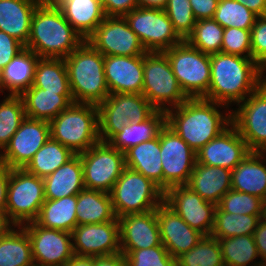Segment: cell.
I'll return each instance as SVG.
<instances>
[{
  "instance_id": "6da1fadb",
  "label": "cell",
  "mask_w": 266,
  "mask_h": 266,
  "mask_svg": "<svg viewBox=\"0 0 266 266\" xmlns=\"http://www.w3.org/2000/svg\"><path fill=\"white\" fill-rule=\"evenodd\" d=\"M210 64L211 80L203 99L227 108L232 102L244 101L266 80L263 69L252 58L219 52L210 55Z\"/></svg>"
},
{
  "instance_id": "7a4b0ae2",
  "label": "cell",
  "mask_w": 266,
  "mask_h": 266,
  "mask_svg": "<svg viewBox=\"0 0 266 266\" xmlns=\"http://www.w3.org/2000/svg\"><path fill=\"white\" fill-rule=\"evenodd\" d=\"M220 106L226 105L203 98H188L166 111V124L197 152L231 124L232 111L223 115L217 109Z\"/></svg>"
},
{
  "instance_id": "3957f363",
  "label": "cell",
  "mask_w": 266,
  "mask_h": 266,
  "mask_svg": "<svg viewBox=\"0 0 266 266\" xmlns=\"http://www.w3.org/2000/svg\"><path fill=\"white\" fill-rule=\"evenodd\" d=\"M83 41L52 0H42L37 5L26 48L40 58L65 59Z\"/></svg>"
},
{
  "instance_id": "277c9868",
  "label": "cell",
  "mask_w": 266,
  "mask_h": 266,
  "mask_svg": "<svg viewBox=\"0 0 266 266\" xmlns=\"http://www.w3.org/2000/svg\"><path fill=\"white\" fill-rule=\"evenodd\" d=\"M64 61L74 103L98 106L110 95L105 81L104 55L87 40Z\"/></svg>"
},
{
  "instance_id": "5b68a950",
  "label": "cell",
  "mask_w": 266,
  "mask_h": 266,
  "mask_svg": "<svg viewBox=\"0 0 266 266\" xmlns=\"http://www.w3.org/2000/svg\"><path fill=\"white\" fill-rule=\"evenodd\" d=\"M49 124L50 138L74 154L85 152L100 141L97 105L72 103Z\"/></svg>"
},
{
  "instance_id": "8992f818",
  "label": "cell",
  "mask_w": 266,
  "mask_h": 266,
  "mask_svg": "<svg viewBox=\"0 0 266 266\" xmlns=\"http://www.w3.org/2000/svg\"><path fill=\"white\" fill-rule=\"evenodd\" d=\"M110 196L115 215L119 218L156 210L164 202L165 192L144 175L125 167Z\"/></svg>"
},
{
  "instance_id": "52a82bcc",
  "label": "cell",
  "mask_w": 266,
  "mask_h": 266,
  "mask_svg": "<svg viewBox=\"0 0 266 266\" xmlns=\"http://www.w3.org/2000/svg\"><path fill=\"white\" fill-rule=\"evenodd\" d=\"M143 71L142 94L156 110L166 112L188 99L180 88L170 62L163 52L145 53L143 55ZM166 106H170V108Z\"/></svg>"
},
{
  "instance_id": "ba28073f",
  "label": "cell",
  "mask_w": 266,
  "mask_h": 266,
  "mask_svg": "<svg viewBox=\"0 0 266 266\" xmlns=\"http://www.w3.org/2000/svg\"><path fill=\"white\" fill-rule=\"evenodd\" d=\"M170 62L180 88L188 98H203L211 80L210 55L186 40L163 51Z\"/></svg>"
},
{
  "instance_id": "9c48e42d",
  "label": "cell",
  "mask_w": 266,
  "mask_h": 266,
  "mask_svg": "<svg viewBox=\"0 0 266 266\" xmlns=\"http://www.w3.org/2000/svg\"><path fill=\"white\" fill-rule=\"evenodd\" d=\"M99 138L108 142L125 125L146 120L156 109L143 94H110L98 106Z\"/></svg>"
},
{
  "instance_id": "30bf717a",
  "label": "cell",
  "mask_w": 266,
  "mask_h": 266,
  "mask_svg": "<svg viewBox=\"0 0 266 266\" xmlns=\"http://www.w3.org/2000/svg\"><path fill=\"white\" fill-rule=\"evenodd\" d=\"M44 202L43 178L24 169H11L6 204L7 223L15 228L35 221Z\"/></svg>"
},
{
  "instance_id": "8fae6325",
  "label": "cell",
  "mask_w": 266,
  "mask_h": 266,
  "mask_svg": "<svg viewBox=\"0 0 266 266\" xmlns=\"http://www.w3.org/2000/svg\"><path fill=\"white\" fill-rule=\"evenodd\" d=\"M79 155L85 188L110 193L126 167L124 153L108 142L99 141Z\"/></svg>"
},
{
  "instance_id": "7c38bea8",
  "label": "cell",
  "mask_w": 266,
  "mask_h": 266,
  "mask_svg": "<svg viewBox=\"0 0 266 266\" xmlns=\"http://www.w3.org/2000/svg\"><path fill=\"white\" fill-rule=\"evenodd\" d=\"M124 17L147 52H163L183 41L164 10L137 7Z\"/></svg>"
},
{
  "instance_id": "4fadbf2b",
  "label": "cell",
  "mask_w": 266,
  "mask_h": 266,
  "mask_svg": "<svg viewBox=\"0 0 266 266\" xmlns=\"http://www.w3.org/2000/svg\"><path fill=\"white\" fill-rule=\"evenodd\" d=\"M160 154L163 169V191L186 185L196 163V152L165 124L160 130Z\"/></svg>"
},
{
  "instance_id": "5bb4252c",
  "label": "cell",
  "mask_w": 266,
  "mask_h": 266,
  "mask_svg": "<svg viewBox=\"0 0 266 266\" xmlns=\"http://www.w3.org/2000/svg\"><path fill=\"white\" fill-rule=\"evenodd\" d=\"M231 112V123L250 152H266V80Z\"/></svg>"
},
{
  "instance_id": "9a60e30c",
  "label": "cell",
  "mask_w": 266,
  "mask_h": 266,
  "mask_svg": "<svg viewBox=\"0 0 266 266\" xmlns=\"http://www.w3.org/2000/svg\"><path fill=\"white\" fill-rule=\"evenodd\" d=\"M86 40L104 56H137L147 53L124 16H106Z\"/></svg>"
},
{
  "instance_id": "2e32d148",
  "label": "cell",
  "mask_w": 266,
  "mask_h": 266,
  "mask_svg": "<svg viewBox=\"0 0 266 266\" xmlns=\"http://www.w3.org/2000/svg\"><path fill=\"white\" fill-rule=\"evenodd\" d=\"M22 227L30 239L35 266H65L74 256L72 233L44 228L35 221Z\"/></svg>"
},
{
  "instance_id": "e0dca14e",
  "label": "cell",
  "mask_w": 266,
  "mask_h": 266,
  "mask_svg": "<svg viewBox=\"0 0 266 266\" xmlns=\"http://www.w3.org/2000/svg\"><path fill=\"white\" fill-rule=\"evenodd\" d=\"M50 138V124L26 117L0 153V163L11 169H23Z\"/></svg>"
},
{
  "instance_id": "ac0fdd59",
  "label": "cell",
  "mask_w": 266,
  "mask_h": 266,
  "mask_svg": "<svg viewBox=\"0 0 266 266\" xmlns=\"http://www.w3.org/2000/svg\"><path fill=\"white\" fill-rule=\"evenodd\" d=\"M164 202L191 228L211 236L216 205L204 200L187 185L174 186L165 192Z\"/></svg>"
},
{
  "instance_id": "d6986e66",
  "label": "cell",
  "mask_w": 266,
  "mask_h": 266,
  "mask_svg": "<svg viewBox=\"0 0 266 266\" xmlns=\"http://www.w3.org/2000/svg\"><path fill=\"white\" fill-rule=\"evenodd\" d=\"M72 243L74 255L77 256L118 254L121 252L119 221L77 225L72 231Z\"/></svg>"
},
{
  "instance_id": "ffe728a7",
  "label": "cell",
  "mask_w": 266,
  "mask_h": 266,
  "mask_svg": "<svg viewBox=\"0 0 266 266\" xmlns=\"http://www.w3.org/2000/svg\"><path fill=\"white\" fill-rule=\"evenodd\" d=\"M249 153L246 141L231 123L196 152V162L233 170Z\"/></svg>"
},
{
  "instance_id": "44dd1931",
  "label": "cell",
  "mask_w": 266,
  "mask_h": 266,
  "mask_svg": "<svg viewBox=\"0 0 266 266\" xmlns=\"http://www.w3.org/2000/svg\"><path fill=\"white\" fill-rule=\"evenodd\" d=\"M156 217L162 245L175 259L182 253L191 250L205 236L198 230L191 228L165 202L156 208Z\"/></svg>"
},
{
  "instance_id": "7402d4cb",
  "label": "cell",
  "mask_w": 266,
  "mask_h": 266,
  "mask_svg": "<svg viewBox=\"0 0 266 266\" xmlns=\"http://www.w3.org/2000/svg\"><path fill=\"white\" fill-rule=\"evenodd\" d=\"M121 252L148 249L162 244L156 210L118 218Z\"/></svg>"
},
{
  "instance_id": "603a6c76",
  "label": "cell",
  "mask_w": 266,
  "mask_h": 266,
  "mask_svg": "<svg viewBox=\"0 0 266 266\" xmlns=\"http://www.w3.org/2000/svg\"><path fill=\"white\" fill-rule=\"evenodd\" d=\"M104 74L110 94H142L143 55L104 56Z\"/></svg>"
},
{
  "instance_id": "cb8c5ba5",
  "label": "cell",
  "mask_w": 266,
  "mask_h": 266,
  "mask_svg": "<svg viewBox=\"0 0 266 266\" xmlns=\"http://www.w3.org/2000/svg\"><path fill=\"white\" fill-rule=\"evenodd\" d=\"M232 170L195 163L194 170L186 184L204 200L216 206L231 188Z\"/></svg>"
},
{
  "instance_id": "d4e9b609",
  "label": "cell",
  "mask_w": 266,
  "mask_h": 266,
  "mask_svg": "<svg viewBox=\"0 0 266 266\" xmlns=\"http://www.w3.org/2000/svg\"><path fill=\"white\" fill-rule=\"evenodd\" d=\"M264 156L266 152H250L232 170L231 188L233 190L257 196L262 200L266 198V164L264 163L266 159Z\"/></svg>"
},
{
  "instance_id": "484cf974",
  "label": "cell",
  "mask_w": 266,
  "mask_h": 266,
  "mask_svg": "<svg viewBox=\"0 0 266 266\" xmlns=\"http://www.w3.org/2000/svg\"><path fill=\"white\" fill-rule=\"evenodd\" d=\"M65 19L86 40L106 18L100 0H52Z\"/></svg>"
},
{
  "instance_id": "4316f807",
  "label": "cell",
  "mask_w": 266,
  "mask_h": 266,
  "mask_svg": "<svg viewBox=\"0 0 266 266\" xmlns=\"http://www.w3.org/2000/svg\"><path fill=\"white\" fill-rule=\"evenodd\" d=\"M42 0H0V31L26 45L33 14Z\"/></svg>"
},
{
  "instance_id": "83f0119b",
  "label": "cell",
  "mask_w": 266,
  "mask_h": 266,
  "mask_svg": "<svg viewBox=\"0 0 266 266\" xmlns=\"http://www.w3.org/2000/svg\"><path fill=\"white\" fill-rule=\"evenodd\" d=\"M45 199L77 195L84 188L83 166L79 154L43 179Z\"/></svg>"
},
{
  "instance_id": "f1b7e54d",
  "label": "cell",
  "mask_w": 266,
  "mask_h": 266,
  "mask_svg": "<svg viewBox=\"0 0 266 266\" xmlns=\"http://www.w3.org/2000/svg\"><path fill=\"white\" fill-rule=\"evenodd\" d=\"M39 56L28 48L19 52L0 71V92L8 90L9 95H21L34 81Z\"/></svg>"
},
{
  "instance_id": "f546056e",
  "label": "cell",
  "mask_w": 266,
  "mask_h": 266,
  "mask_svg": "<svg viewBox=\"0 0 266 266\" xmlns=\"http://www.w3.org/2000/svg\"><path fill=\"white\" fill-rule=\"evenodd\" d=\"M125 166L139 172L163 190L160 154V132L152 140L142 142L124 152Z\"/></svg>"
},
{
  "instance_id": "4dcf8cb0",
  "label": "cell",
  "mask_w": 266,
  "mask_h": 266,
  "mask_svg": "<svg viewBox=\"0 0 266 266\" xmlns=\"http://www.w3.org/2000/svg\"><path fill=\"white\" fill-rule=\"evenodd\" d=\"M26 117L50 122L74 103L72 95H60L41 88H28L21 95Z\"/></svg>"
},
{
  "instance_id": "1f68e13d",
  "label": "cell",
  "mask_w": 266,
  "mask_h": 266,
  "mask_svg": "<svg viewBox=\"0 0 266 266\" xmlns=\"http://www.w3.org/2000/svg\"><path fill=\"white\" fill-rule=\"evenodd\" d=\"M76 209L77 225L119 221L107 192L84 188L77 194Z\"/></svg>"
},
{
  "instance_id": "d6a6232c",
  "label": "cell",
  "mask_w": 266,
  "mask_h": 266,
  "mask_svg": "<svg viewBox=\"0 0 266 266\" xmlns=\"http://www.w3.org/2000/svg\"><path fill=\"white\" fill-rule=\"evenodd\" d=\"M165 124L166 112L155 110L146 120L125 125L108 143L124 153L133 146L157 137Z\"/></svg>"
},
{
  "instance_id": "836d02e7",
  "label": "cell",
  "mask_w": 266,
  "mask_h": 266,
  "mask_svg": "<svg viewBox=\"0 0 266 266\" xmlns=\"http://www.w3.org/2000/svg\"><path fill=\"white\" fill-rule=\"evenodd\" d=\"M77 195L45 199L35 222L44 228L72 233L77 226Z\"/></svg>"
},
{
  "instance_id": "e575fe53",
  "label": "cell",
  "mask_w": 266,
  "mask_h": 266,
  "mask_svg": "<svg viewBox=\"0 0 266 266\" xmlns=\"http://www.w3.org/2000/svg\"><path fill=\"white\" fill-rule=\"evenodd\" d=\"M9 226L0 235V266H35L26 230Z\"/></svg>"
},
{
  "instance_id": "d590c367",
  "label": "cell",
  "mask_w": 266,
  "mask_h": 266,
  "mask_svg": "<svg viewBox=\"0 0 266 266\" xmlns=\"http://www.w3.org/2000/svg\"><path fill=\"white\" fill-rule=\"evenodd\" d=\"M30 88H41L60 95H72L64 59L39 58Z\"/></svg>"
},
{
  "instance_id": "8d00e7d4",
  "label": "cell",
  "mask_w": 266,
  "mask_h": 266,
  "mask_svg": "<svg viewBox=\"0 0 266 266\" xmlns=\"http://www.w3.org/2000/svg\"><path fill=\"white\" fill-rule=\"evenodd\" d=\"M74 155L69 148L49 138L23 169L44 179L64 165Z\"/></svg>"
},
{
  "instance_id": "74e56055",
  "label": "cell",
  "mask_w": 266,
  "mask_h": 266,
  "mask_svg": "<svg viewBox=\"0 0 266 266\" xmlns=\"http://www.w3.org/2000/svg\"><path fill=\"white\" fill-rule=\"evenodd\" d=\"M261 215L234 214L223 211L218 205L214 214V225L211 236L229 238L242 235H253L261 220Z\"/></svg>"
},
{
  "instance_id": "f35d334b",
  "label": "cell",
  "mask_w": 266,
  "mask_h": 266,
  "mask_svg": "<svg viewBox=\"0 0 266 266\" xmlns=\"http://www.w3.org/2000/svg\"><path fill=\"white\" fill-rule=\"evenodd\" d=\"M218 241L225 266H247L259 257L253 235L218 238ZM254 262V266H265L261 261Z\"/></svg>"
},
{
  "instance_id": "ab89813d",
  "label": "cell",
  "mask_w": 266,
  "mask_h": 266,
  "mask_svg": "<svg viewBox=\"0 0 266 266\" xmlns=\"http://www.w3.org/2000/svg\"><path fill=\"white\" fill-rule=\"evenodd\" d=\"M176 266H225L218 239L204 236L191 250L176 258Z\"/></svg>"
},
{
  "instance_id": "60d3db41",
  "label": "cell",
  "mask_w": 266,
  "mask_h": 266,
  "mask_svg": "<svg viewBox=\"0 0 266 266\" xmlns=\"http://www.w3.org/2000/svg\"><path fill=\"white\" fill-rule=\"evenodd\" d=\"M224 28L214 19L197 20L186 41L206 54L221 52Z\"/></svg>"
},
{
  "instance_id": "b9f144b4",
  "label": "cell",
  "mask_w": 266,
  "mask_h": 266,
  "mask_svg": "<svg viewBox=\"0 0 266 266\" xmlns=\"http://www.w3.org/2000/svg\"><path fill=\"white\" fill-rule=\"evenodd\" d=\"M26 118L24 103L20 95H9L0 103V150L9 143Z\"/></svg>"
},
{
  "instance_id": "7bdbcfd3",
  "label": "cell",
  "mask_w": 266,
  "mask_h": 266,
  "mask_svg": "<svg viewBox=\"0 0 266 266\" xmlns=\"http://www.w3.org/2000/svg\"><path fill=\"white\" fill-rule=\"evenodd\" d=\"M258 16L236 0H219L213 19L223 28L252 29Z\"/></svg>"
},
{
  "instance_id": "ee69618b",
  "label": "cell",
  "mask_w": 266,
  "mask_h": 266,
  "mask_svg": "<svg viewBox=\"0 0 266 266\" xmlns=\"http://www.w3.org/2000/svg\"><path fill=\"white\" fill-rule=\"evenodd\" d=\"M165 13L173 24L174 30L183 39L193 32L196 19L189 0H168Z\"/></svg>"
},
{
  "instance_id": "f6af8a7d",
  "label": "cell",
  "mask_w": 266,
  "mask_h": 266,
  "mask_svg": "<svg viewBox=\"0 0 266 266\" xmlns=\"http://www.w3.org/2000/svg\"><path fill=\"white\" fill-rule=\"evenodd\" d=\"M218 206L228 213L261 215L262 199L251 194L230 189L222 197Z\"/></svg>"
},
{
  "instance_id": "bcb514c9",
  "label": "cell",
  "mask_w": 266,
  "mask_h": 266,
  "mask_svg": "<svg viewBox=\"0 0 266 266\" xmlns=\"http://www.w3.org/2000/svg\"><path fill=\"white\" fill-rule=\"evenodd\" d=\"M125 257L127 266H176V259L162 244L148 249L130 250Z\"/></svg>"
},
{
  "instance_id": "7dc6e473",
  "label": "cell",
  "mask_w": 266,
  "mask_h": 266,
  "mask_svg": "<svg viewBox=\"0 0 266 266\" xmlns=\"http://www.w3.org/2000/svg\"><path fill=\"white\" fill-rule=\"evenodd\" d=\"M221 52L252 58L251 29L224 28Z\"/></svg>"
},
{
  "instance_id": "c3c4849f",
  "label": "cell",
  "mask_w": 266,
  "mask_h": 266,
  "mask_svg": "<svg viewBox=\"0 0 266 266\" xmlns=\"http://www.w3.org/2000/svg\"><path fill=\"white\" fill-rule=\"evenodd\" d=\"M252 59L263 69L266 66V16L257 17L251 29Z\"/></svg>"
},
{
  "instance_id": "681fc988",
  "label": "cell",
  "mask_w": 266,
  "mask_h": 266,
  "mask_svg": "<svg viewBox=\"0 0 266 266\" xmlns=\"http://www.w3.org/2000/svg\"><path fill=\"white\" fill-rule=\"evenodd\" d=\"M24 48L16 38L0 31V71Z\"/></svg>"
},
{
  "instance_id": "f907efd6",
  "label": "cell",
  "mask_w": 266,
  "mask_h": 266,
  "mask_svg": "<svg viewBox=\"0 0 266 266\" xmlns=\"http://www.w3.org/2000/svg\"><path fill=\"white\" fill-rule=\"evenodd\" d=\"M106 16H124L137 8L136 0H100Z\"/></svg>"
},
{
  "instance_id": "816d5d0a",
  "label": "cell",
  "mask_w": 266,
  "mask_h": 266,
  "mask_svg": "<svg viewBox=\"0 0 266 266\" xmlns=\"http://www.w3.org/2000/svg\"><path fill=\"white\" fill-rule=\"evenodd\" d=\"M196 20L213 19L219 0H189Z\"/></svg>"
},
{
  "instance_id": "f5cc1de1",
  "label": "cell",
  "mask_w": 266,
  "mask_h": 266,
  "mask_svg": "<svg viewBox=\"0 0 266 266\" xmlns=\"http://www.w3.org/2000/svg\"><path fill=\"white\" fill-rule=\"evenodd\" d=\"M11 168L0 163V216L6 220V204Z\"/></svg>"
},
{
  "instance_id": "db71d44e",
  "label": "cell",
  "mask_w": 266,
  "mask_h": 266,
  "mask_svg": "<svg viewBox=\"0 0 266 266\" xmlns=\"http://www.w3.org/2000/svg\"><path fill=\"white\" fill-rule=\"evenodd\" d=\"M253 236L260 260L266 266V222L260 220Z\"/></svg>"
},
{
  "instance_id": "11a10c76",
  "label": "cell",
  "mask_w": 266,
  "mask_h": 266,
  "mask_svg": "<svg viewBox=\"0 0 266 266\" xmlns=\"http://www.w3.org/2000/svg\"><path fill=\"white\" fill-rule=\"evenodd\" d=\"M93 266H127L125 255L120 252L109 256L93 257Z\"/></svg>"
},
{
  "instance_id": "9f6ffc18",
  "label": "cell",
  "mask_w": 266,
  "mask_h": 266,
  "mask_svg": "<svg viewBox=\"0 0 266 266\" xmlns=\"http://www.w3.org/2000/svg\"><path fill=\"white\" fill-rule=\"evenodd\" d=\"M242 3L258 17L266 16V0H242Z\"/></svg>"
},
{
  "instance_id": "6f0895ef",
  "label": "cell",
  "mask_w": 266,
  "mask_h": 266,
  "mask_svg": "<svg viewBox=\"0 0 266 266\" xmlns=\"http://www.w3.org/2000/svg\"><path fill=\"white\" fill-rule=\"evenodd\" d=\"M168 0H136L138 7L141 8H154V9H161L167 5Z\"/></svg>"
},
{
  "instance_id": "680465c9",
  "label": "cell",
  "mask_w": 266,
  "mask_h": 266,
  "mask_svg": "<svg viewBox=\"0 0 266 266\" xmlns=\"http://www.w3.org/2000/svg\"><path fill=\"white\" fill-rule=\"evenodd\" d=\"M65 266H93V257L74 255Z\"/></svg>"
},
{
  "instance_id": "91938a15",
  "label": "cell",
  "mask_w": 266,
  "mask_h": 266,
  "mask_svg": "<svg viewBox=\"0 0 266 266\" xmlns=\"http://www.w3.org/2000/svg\"><path fill=\"white\" fill-rule=\"evenodd\" d=\"M10 225L7 223V221L0 216V235L9 227Z\"/></svg>"
},
{
  "instance_id": "94428289",
  "label": "cell",
  "mask_w": 266,
  "mask_h": 266,
  "mask_svg": "<svg viewBox=\"0 0 266 266\" xmlns=\"http://www.w3.org/2000/svg\"><path fill=\"white\" fill-rule=\"evenodd\" d=\"M261 220L266 222V198L262 200Z\"/></svg>"
}]
</instances>
